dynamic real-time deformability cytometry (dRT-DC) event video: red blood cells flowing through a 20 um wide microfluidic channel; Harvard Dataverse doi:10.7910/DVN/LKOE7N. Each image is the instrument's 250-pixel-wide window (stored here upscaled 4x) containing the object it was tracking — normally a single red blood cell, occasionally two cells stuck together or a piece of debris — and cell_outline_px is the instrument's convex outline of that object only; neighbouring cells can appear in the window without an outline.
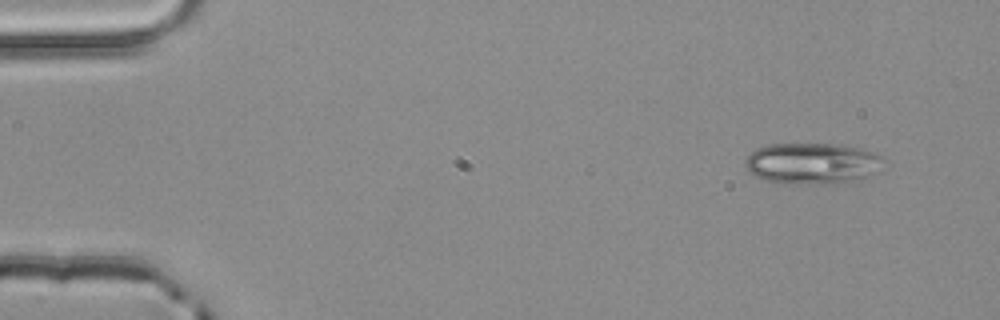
{"species": "common noctule bat (a hibernating species)", "species_latin": "Nyctalus noctula", "temperature_condition": "room temperature", "stored_images_in_passage": 2, "camera_frame_rate_fps": 3000, "um_per_image_px": 0.085, "animal": {"sex": "male", "body_mass_g": 20.4}, "frame": {"image": 1, "passage_image": 1, "time_ms": 0.0, "image_size_px": [1000, 320], "cell_outline_px": [[884, 160], [876, 172], [864, 176], [824, 184], [792, 184], [764, 180], [756, 176], [744, 164], [744, 160], [756, 148], [768, 144], [844, 144], [860, 148], [872, 152], [880, 156]], "centroid_in_image_um": [68.98, 13.86], "position_along_channel_um": 16.0, "area_um2": 32.66}}